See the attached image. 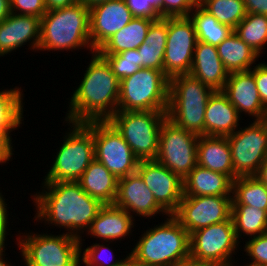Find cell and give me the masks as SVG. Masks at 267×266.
I'll use <instances>...</instances> for the list:
<instances>
[{"instance_id": "cell-1", "label": "cell", "mask_w": 267, "mask_h": 266, "mask_svg": "<svg viewBox=\"0 0 267 266\" xmlns=\"http://www.w3.org/2000/svg\"><path fill=\"white\" fill-rule=\"evenodd\" d=\"M42 192H36L34 221L63 227L78 239L88 230L104 204L88 195L78 182H43ZM46 189V190H45Z\"/></svg>"}, {"instance_id": "cell-2", "label": "cell", "mask_w": 267, "mask_h": 266, "mask_svg": "<svg viewBox=\"0 0 267 266\" xmlns=\"http://www.w3.org/2000/svg\"><path fill=\"white\" fill-rule=\"evenodd\" d=\"M91 58L81 83L71 95L66 122L106 121L117 112L120 80L97 51Z\"/></svg>"}, {"instance_id": "cell-3", "label": "cell", "mask_w": 267, "mask_h": 266, "mask_svg": "<svg viewBox=\"0 0 267 266\" xmlns=\"http://www.w3.org/2000/svg\"><path fill=\"white\" fill-rule=\"evenodd\" d=\"M89 48L94 51L90 39L89 7L84 3L53 9L41 18L38 50L62 51Z\"/></svg>"}, {"instance_id": "cell-4", "label": "cell", "mask_w": 267, "mask_h": 266, "mask_svg": "<svg viewBox=\"0 0 267 266\" xmlns=\"http://www.w3.org/2000/svg\"><path fill=\"white\" fill-rule=\"evenodd\" d=\"M146 230L130 254L141 266H171L190 257V234L173 216Z\"/></svg>"}, {"instance_id": "cell-5", "label": "cell", "mask_w": 267, "mask_h": 266, "mask_svg": "<svg viewBox=\"0 0 267 266\" xmlns=\"http://www.w3.org/2000/svg\"><path fill=\"white\" fill-rule=\"evenodd\" d=\"M213 92L189 74L170 78L167 118L186 131L204 135L207 101Z\"/></svg>"}, {"instance_id": "cell-6", "label": "cell", "mask_w": 267, "mask_h": 266, "mask_svg": "<svg viewBox=\"0 0 267 266\" xmlns=\"http://www.w3.org/2000/svg\"><path fill=\"white\" fill-rule=\"evenodd\" d=\"M69 123L63 144L43 179L44 182H77L95 159L92 121ZM67 134V135H66Z\"/></svg>"}, {"instance_id": "cell-7", "label": "cell", "mask_w": 267, "mask_h": 266, "mask_svg": "<svg viewBox=\"0 0 267 266\" xmlns=\"http://www.w3.org/2000/svg\"><path fill=\"white\" fill-rule=\"evenodd\" d=\"M169 78L164 71L140 68L120 81L117 111L167 112Z\"/></svg>"}, {"instance_id": "cell-8", "label": "cell", "mask_w": 267, "mask_h": 266, "mask_svg": "<svg viewBox=\"0 0 267 266\" xmlns=\"http://www.w3.org/2000/svg\"><path fill=\"white\" fill-rule=\"evenodd\" d=\"M26 266H80V239L62 233H25L16 238Z\"/></svg>"}, {"instance_id": "cell-9", "label": "cell", "mask_w": 267, "mask_h": 266, "mask_svg": "<svg viewBox=\"0 0 267 266\" xmlns=\"http://www.w3.org/2000/svg\"><path fill=\"white\" fill-rule=\"evenodd\" d=\"M166 118L167 112L117 111L108 121L140 161L156 159L160 130Z\"/></svg>"}, {"instance_id": "cell-10", "label": "cell", "mask_w": 267, "mask_h": 266, "mask_svg": "<svg viewBox=\"0 0 267 266\" xmlns=\"http://www.w3.org/2000/svg\"><path fill=\"white\" fill-rule=\"evenodd\" d=\"M198 137L166 118L160 130L155 160L184 179L197 165Z\"/></svg>"}, {"instance_id": "cell-11", "label": "cell", "mask_w": 267, "mask_h": 266, "mask_svg": "<svg viewBox=\"0 0 267 266\" xmlns=\"http://www.w3.org/2000/svg\"><path fill=\"white\" fill-rule=\"evenodd\" d=\"M239 243L231 217L194 231L190 235V257L215 266H234L232 256Z\"/></svg>"}, {"instance_id": "cell-12", "label": "cell", "mask_w": 267, "mask_h": 266, "mask_svg": "<svg viewBox=\"0 0 267 266\" xmlns=\"http://www.w3.org/2000/svg\"><path fill=\"white\" fill-rule=\"evenodd\" d=\"M227 136L235 179L255 176L267 156V120H254Z\"/></svg>"}, {"instance_id": "cell-13", "label": "cell", "mask_w": 267, "mask_h": 266, "mask_svg": "<svg viewBox=\"0 0 267 266\" xmlns=\"http://www.w3.org/2000/svg\"><path fill=\"white\" fill-rule=\"evenodd\" d=\"M95 159L118 179L137 171L139 159L108 121H92Z\"/></svg>"}, {"instance_id": "cell-14", "label": "cell", "mask_w": 267, "mask_h": 266, "mask_svg": "<svg viewBox=\"0 0 267 266\" xmlns=\"http://www.w3.org/2000/svg\"><path fill=\"white\" fill-rule=\"evenodd\" d=\"M197 41L194 24L189 17H167L164 74L169 79L189 74Z\"/></svg>"}, {"instance_id": "cell-15", "label": "cell", "mask_w": 267, "mask_h": 266, "mask_svg": "<svg viewBox=\"0 0 267 266\" xmlns=\"http://www.w3.org/2000/svg\"><path fill=\"white\" fill-rule=\"evenodd\" d=\"M232 196H183L173 216L191 235L231 218Z\"/></svg>"}, {"instance_id": "cell-16", "label": "cell", "mask_w": 267, "mask_h": 266, "mask_svg": "<svg viewBox=\"0 0 267 266\" xmlns=\"http://www.w3.org/2000/svg\"><path fill=\"white\" fill-rule=\"evenodd\" d=\"M151 190L157 204L173 215L184 196L183 179L156 160H140L136 171Z\"/></svg>"}, {"instance_id": "cell-17", "label": "cell", "mask_w": 267, "mask_h": 266, "mask_svg": "<svg viewBox=\"0 0 267 266\" xmlns=\"http://www.w3.org/2000/svg\"><path fill=\"white\" fill-rule=\"evenodd\" d=\"M91 46L97 51L133 18L125 0H109L89 8Z\"/></svg>"}, {"instance_id": "cell-18", "label": "cell", "mask_w": 267, "mask_h": 266, "mask_svg": "<svg viewBox=\"0 0 267 266\" xmlns=\"http://www.w3.org/2000/svg\"><path fill=\"white\" fill-rule=\"evenodd\" d=\"M114 205L126 210L131 216L136 213L135 215L139 217L150 218L160 212L168 216L157 204L153 193L137 172L119 178L118 192Z\"/></svg>"}, {"instance_id": "cell-19", "label": "cell", "mask_w": 267, "mask_h": 266, "mask_svg": "<svg viewBox=\"0 0 267 266\" xmlns=\"http://www.w3.org/2000/svg\"><path fill=\"white\" fill-rule=\"evenodd\" d=\"M222 92L240 116L244 113L255 117L254 120H265L266 107L260 99L252 70L228 74Z\"/></svg>"}, {"instance_id": "cell-20", "label": "cell", "mask_w": 267, "mask_h": 266, "mask_svg": "<svg viewBox=\"0 0 267 266\" xmlns=\"http://www.w3.org/2000/svg\"><path fill=\"white\" fill-rule=\"evenodd\" d=\"M41 19L33 15L11 13L0 22V57L26 45L38 51ZM31 41V43H30Z\"/></svg>"}, {"instance_id": "cell-21", "label": "cell", "mask_w": 267, "mask_h": 266, "mask_svg": "<svg viewBox=\"0 0 267 266\" xmlns=\"http://www.w3.org/2000/svg\"><path fill=\"white\" fill-rule=\"evenodd\" d=\"M240 120L228 97L222 91H214L207 101L204 136L227 137L238 130Z\"/></svg>"}, {"instance_id": "cell-22", "label": "cell", "mask_w": 267, "mask_h": 266, "mask_svg": "<svg viewBox=\"0 0 267 266\" xmlns=\"http://www.w3.org/2000/svg\"><path fill=\"white\" fill-rule=\"evenodd\" d=\"M228 74L219 57L217 47L197 41L189 75L214 91H222Z\"/></svg>"}, {"instance_id": "cell-23", "label": "cell", "mask_w": 267, "mask_h": 266, "mask_svg": "<svg viewBox=\"0 0 267 266\" xmlns=\"http://www.w3.org/2000/svg\"><path fill=\"white\" fill-rule=\"evenodd\" d=\"M134 221V217L126 210L114 204H104L86 233L96 239H102L103 243L110 244L114 240H122L129 234L131 235V228L135 226Z\"/></svg>"}, {"instance_id": "cell-24", "label": "cell", "mask_w": 267, "mask_h": 266, "mask_svg": "<svg viewBox=\"0 0 267 266\" xmlns=\"http://www.w3.org/2000/svg\"><path fill=\"white\" fill-rule=\"evenodd\" d=\"M197 164L209 170L223 173L235 180L231 149L227 137L199 136Z\"/></svg>"}, {"instance_id": "cell-25", "label": "cell", "mask_w": 267, "mask_h": 266, "mask_svg": "<svg viewBox=\"0 0 267 266\" xmlns=\"http://www.w3.org/2000/svg\"><path fill=\"white\" fill-rule=\"evenodd\" d=\"M183 183L184 196H232V180L227 175L198 164Z\"/></svg>"}, {"instance_id": "cell-26", "label": "cell", "mask_w": 267, "mask_h": 266, "mask_svg": "<svg viewBox=\"0 0 267 266\" xmlns=\"http://www.w3.org/2000/svg\"><path fill=\"white\" fill-rule=\"evenodd\" d=\"M118 180L101 162L94 159L77 182L91 197L103 204H114L118 192Z\"/></svg>"}, {"instance_id": "cell-27", "label": "cell", "mask_w": 267, "mask_h": 266, "mask_svg": "<svg viewBox=\"0 0 267 266\" xmlns=\"http://www.w3.org/2000/svg\"><path fill=\"white\" fill-rule=\"evenodd\" d=\"M155 19L133 18L121 30L109 38L98 50L100 55H114L139 48L144 42L151 23Z\"/></svg>"}, {"instance_id": "cell-28", "label": "cell", "mask_w": 267, "mask_h": 266, "mask_svg": "<svg viewBox=\"0 0 267 266\" xmlns=\"http://www.w3.org/2000/svg\"><path fill=\"white\" fill-rule=\"evenodd\" d=\"M217 51L229 74L251 70L260 57L234 32L217 46Z\"/></svg>"}, {"instance_id": "cell-29", "label": "cell", "mask_w": 267, "mask_h": 266, "mask_svg": "<svg viewBox=\"0 0 267 266\" xmlns=\"http://www.w3.org/2000/svg\"><path fill=\"white\" fill-rule=\"evenodd\" d=\"M188 17L194 24L197 39L200 42L217 47L233 33V29L230 26L219 23L199 3L195 5Z\"/></svg>"}, {"instance_id": "cell-30", "label": "cell", "mask_w": 267, "mask_h": 266, "mask_svg": "<svg viewBox=\"0 0 267 266\" xmlns=\"http://www.w3.org/2000/svg\"><path fill=\"white\" fill-rule=\"evenodd\" d=\"M231 217L238 240L242 236L250 238L267 232L266 210L245 204H232Z\"/></svg>"}, {"instance_id": "cell-31", "label": "cell", "mask_w": 267, "mask_h": 266, "mask_svg": "<svg viewBox=\"0 0 267 266\" xmlns=\"http://www.w3.org/2000/svg\"><path fill=\"white\" fill-rule=\"evenodd\" d=\"M232 204H245L267 211V188L256 176L232 181Z\"/></svg>"}, {"instance_id": "cell-32", "label": "cell", "mask_w": 267, "mask_h": 266, "mask_svg": "<svg viewBox=\"0 0 267 266\" xmlns=\"http://www.w3.org/2000/svg\"><path fill=\"white\" fill-rule=\"evenodd\" d=\"M233 32L260 56L267 44V16L247 13Z\"/></svg>"}, {"instance_id": "cell-33", "label": "cell", "mask_w": 267, "mask_h": 266, "mask_svg": "<svg viewBox=\"0 0 267 266\" xmlns=\"http://www.w3.org/2000/svg\"><path fill=\"white\" fill-rule=\"evenodd\" d=\"M23 91L19 87L0 91V130H15L22 124Z\"/></svg>"}, {"instance_id": "cell-34", "label": "cell", "mask_w": 267, "mask_h": 266, "mask_svg": "<svg viewBox=\"0 0 267 266\" xmlns=\"http://www.w3.org/2000/svg\"><path fill=\"white\" fill-rule=\"evenodd\" d=\"M219 23L234 29L246 16L243 0H198Z\"/></svg>"}, {"instance_id": "cell-35", "label": "cell", "mask_w": 267, "mask_h": 266, "mask_svg": "<svg viewBox=\"0 0 267 266\" xmlns=\"http://www.w3.org/2000/svg\"><path fill=\"white\" fill-rule=\"evenodd\" d=\"M111 66L114 75L121 81L140 69V54L137 49L123 51L114 55H101Z\"/></svg>"}, {"instance_id": "cell-36", "label": "cell", "mask_w": 267, "mask_h": 266, "mask_svg": "<svg viewBox=\"0 0 267 266\" xmlns=\"http://www.w3.org/2000/svg\"><path fill=\"white\" fill-rule=\"evenodd\" d=\"M84 239H80V253H82L81 259H82V264H85V266H115L117 263H119L121 260H116L114 261V255H112L113 250L112 248H109V244H100V243H93L91 246H87V248H83V242ZM105 253H104V252ZM110 251V252H109ZM104 253V254H102ZM108 253V254H107ZM110 253V254H109ZM105 254L109 255L105 259ZM104 255V256H103ZM112 260V261H111Z\"/></svg>"}, {"instance_id": "cell-37", "label": "cell", "mask_w": 267, "mask_h": 266, "mask_svg": "<svg viewBox=\"0 0 267 266\" xmlns=\"http://www.w3.org/2000/svg\"><path fill=\"white\" fill-rule=\"evenodd\" d=\"M250 238L243 249L251 262L244 266H267V232Z\"/></svg>"}, {"instance_id": "cell-38", "label": "cell", "mask_w": 267, "mask_h": 266, "mask_svg": "<svg viewBox=\"0 0 267 266\" xmlns=\"http://www.w3.org/2000/svg\"><path fill=\"white\" fill-rule=\"evenodd\" d=\"M166 46L142 43L137 48L140 56V68H153L164 71V51Z\"/></svg>"}, {"instance_id": "cell-39", "label": "cell", "mask_w": 267, "mask_h": 266, "mask_svg": "<svg viewBox=\"0 0 267 266\" xmlns=\"http://www.w3.org/2000/svg\"><path fill=\"white\" fill-rule=\"evenodd\" d=\"M198 0H161V17H188Z\"/></svg>"}, {"instance_id": "cell-40", "label": "cell", "mask_w": 267, "mask_h": 266, "mask_svg": "<svg viewBox=\"0 0 267 266\" xmlns=\"http://www.w3.org/2000/svg\"><path fill=\"white\" fill-rule=\"evenodd\" d=\"M10 11L19 15H33L42 18L47 8L44 0H10Z\"/></svg>"}, {"instance_id": "cell-41", "label": "cell", "mask_w": 267, "mask_h": 266, "mask_svg": "<svg viewBox=\"0 0 267 266\" xmlns=\"http://www.w3.org/2000/svg\"><path fill=\"white\" fill-rule=\"evenodd\" d=\"M167 40V17H160L151 23L144 44L166 46Z\"/></svg>"}, {"instance_id": "cell-42", "label": "cell", "mask_w": 267, "mask_h": 266, "mask_svg": "<svg viewBox=\"0 0 267 266\" xmlns=\"http://www.w3.org/2000/svg\"><path fill=\"white\" fill-rule=\"evenodd\" d=\"M134 17L159 19V12L147 0H125Z\"/></svg>"}, {"instance_id": "cell-43", "label": "cell", "mask_w": 267, "mask_h": 266, "mask_svg": "<svg viewBox=\"0 0 267 266\" xmlns=\"http://www.w3.org/2000/svg\"><path fill=\"white\" fill-rule=\"evenodd\" d=\"M257 90L262 104L267 108V63H259L252 67Z\"/></svg>"}, {"instance_id": "cell-44", "label": "cell", "mask_w": 267, "mask_h": 266, "mask_svg": "<svg viewBox=\"0 0 267 266\" xmlns=\"http://www.w3.org/2000/svg\"><path fill=\"white\" fill-rule=\"evenodd\" d=\"M14 130H0V164H6L7 161L12 160L13 146L11 132Z\"/></svg>"}, {"instance_id": "cell-45", "label": "cell", "mask_w": 267, "mask_h": 266, "mask_svg": "<svg viewBox=\"0 0 267 266\" xmlns=\"http://www.w3.org/2000/svg\"><path fill=\"white\" fill-rule=\"evenodd\" d=\"M4 195H2V193L0 192V247L1 246H5V239H6V236L9 235L7 234L8 230V218H9V213H8V210H7V203L5 202V198L3 197Z\"/></svg>"}, {"instance_id": "cell-46", "label": "cell", "mask_w": 267, "mask_h": 266, "mask_svg": "<svg viewBox=\"0 0 267 266\" xmlns=\"http://www.w3.org/2000/svg\"><path fill=\"white\" fill-rule=\"evenodd\" d=\"M247 13L267 16V0H243Z\"/></svg>"}, {"instance_id": "cell-47", "label": "cell", "mask_w": 267, "mask_h": 266, "mask_svg": "<svg viewBox=\"0 0 267 266\" xmlns=\"http://www.w3.org/2000/svg\"><path fill=\"white\" fill-rule=\"evenodd\" d=\"M79 2L80 0H44L47 11L71 6Z\"/></svg>"}, {"instance_id": "cell-48", "label": "cell", "mask_w": 267, "mask_h": 266, "mask_svg": "<svg viewBox=\"0 0 267 266\" xmlns=\"http://www.w3.org/2000/svg\"><path fill=\"white\" fill-rule=\"evenodd\" d=\"M171 266H215V265L188 257L184 260L176 262Z\"/></svg>"}, {"instance_id": "cell-49", "label": "cell", "mask_w": 267, "mask_h": 266, "mask_svg": "<svg viewBox=\"0 0 267 266\" xmlns=\"http://www.w3.org/2000/svg\"><path fill=\"white\" fill-rule=\"evenodd\" d=\"M267 188V156L264 158L258 172L255 175Z\"/></svg>"}, {"instance_id": "cell-50", "label": "cell", "mask_w": 267, "mask_h": 266, "mask_svg": "<svg viewBox=\"0 0 267 266\" xmlns=\"http://www.w3.org/2000/svg\"><path fill=\"white\" fill-rule=\"evenodd\" d=\"M11 14L10 0H0V22Z\"/></svg>"}, {"instance_id": "cell-51", "label": "cell", "mask_w": 267, "mask_h": 266, "mask_svg": "<svg viewBox=\"0 0 267 266\" xmlns=\"http://www.w3.org/2000/svg\"><path fill=\"white\" fill-rule=\"evenodd\" d=\"M115 266H141L138 261L130 254L126 255V258L121 259Z\"/></svg>"}, {"instance_id": "cell-52", "label": "cell", "mask_w": 267, "mask_h": 266, "mask_svg": "<svg viewBox=\"0 0 267 266\" xmlns=\"http://www.w3.org/2000/svg\"><path fill=\"white\" fill-rule=\"evenodd\" d=\"M6 248L5 246H1L0 247V266H13L9 261L6 259V262H5V258H3V256L5 257L6 255L4 254L5 253V249ZM4 252V253H3ZM8 261V262H7Z\"/></svg>"}, {"instance_id": "cell-53", "label": "cell", "mask_w": 267, "mask_h": 266, "mask_svg": "<svg viewBox=\"0 0 267 266\" xmlns=\"http://www.w3.org/2000/svg\"><path fill=\"white\" fill-rule=\"evenodd\" d=\"M158 12L161 17V0H147Z\"/></svg>"}, {"instance_id": "cell-54", "label": "cell", "mask_w": 267, "mask_h": 266, "mask_svg": "<svg viewBox=\"0 0 267 266\" xmlns=\"http://www.w3.org/2000/svg\"><path fill=\"white\" fill-rule=\"evenodd\" d=\"M103 1H109V0H80V2L84 3L89 8L95 4L103 2Z\"/></svg>"}, {"instance_id": "cell-55", "label": "cell", "mask_w": 267, "mask_h": 266, "mask_svg": "<svg viewBox=\"0 0 267 266\" xmlns=\"http://www.w3.org/2000/svg\"><path fill=\"white\" fill-rule=\"evenodd\" d=\"M265 120H267V108H266V112H265Z\"/></svg>"}]
</instances>
